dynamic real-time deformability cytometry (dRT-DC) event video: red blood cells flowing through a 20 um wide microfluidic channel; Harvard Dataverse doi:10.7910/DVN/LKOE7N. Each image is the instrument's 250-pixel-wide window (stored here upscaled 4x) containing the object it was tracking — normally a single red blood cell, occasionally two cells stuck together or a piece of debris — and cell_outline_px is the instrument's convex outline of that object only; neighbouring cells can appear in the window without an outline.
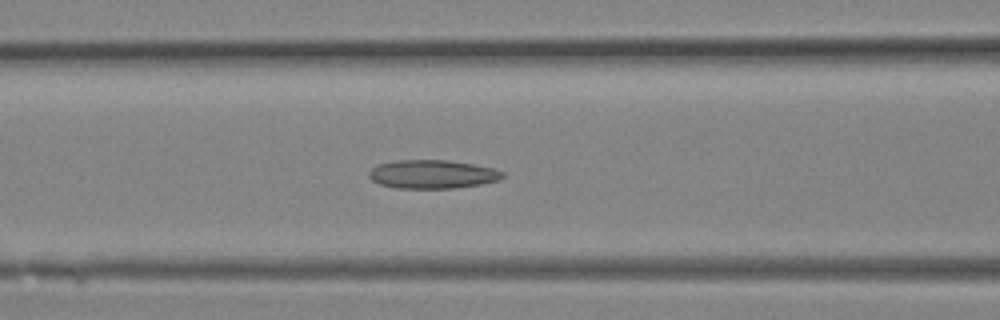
{"species": "Egyptian fruit bat (a non-hibernating species)", "species_latin": "Rousettus aegyptiacus", "temperature_condition": "room temperature", "stored_images_in_passage": 29, "camera_frame_rate_fps": 3000, "um_per_image_px": 0.085, "animal": {"sex": "female"}, "frame": {"image": 1, "passage_image": 12, "time_ms": 3.667, "image_size_px": [1000, 320], "cell_outline_px": [[504, 176], [500, 180], [480, 184], [456, 188], [396, 188], [380, 184], [372, 180], [368, 176], [368, 172], [372, 168], [380, 164], [400, 160], [448, 160], [472, 164], [492, 168], [504, 172]], "centroid_in_image_um": [36.76, 14.81], "position_along_channel_um": 129.8, "area_um2": 22.14}}
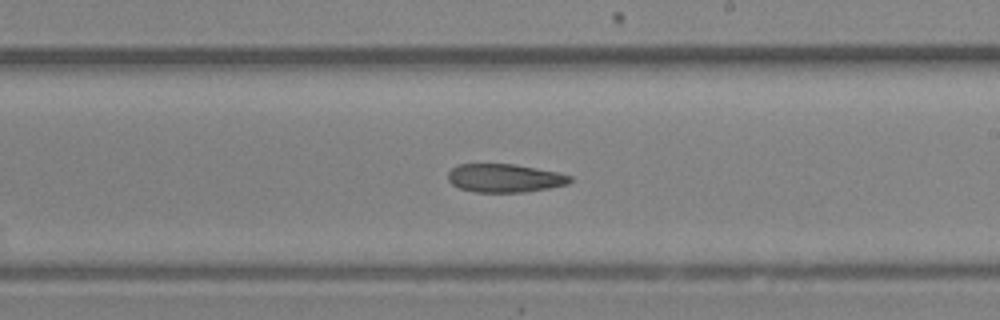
{"frame": {"image": 2, "passage_image": 17, "time_ms": 5.333, "image_size_px": [1000, 320], "cell_outline_px": [[572, 180], [568, 184], [548, 188], [524, 192], [476, 192], [460, 188], [452, 184], [448, 180], [448, 172], [456, 164], [516, 164], [560, 172], [572, 176]], "centroid_in_image_um": [42.92, 15.13], "position_along_channel_um": 246.1, "area_um2": 20.35}}
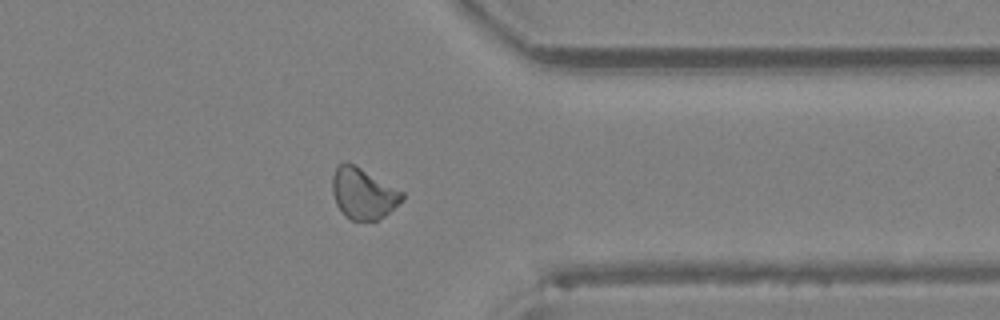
{"frame": {"image": 3, "passage_image": 23, "time_ms": 7.333, "image_size_px": [1000, 320], "cell_outline_px": [[404, 200], [384, 216], [376, 220], [352, 220], [344, 216], [336, 204], [332, 192], [332, 176], [336, 168], [344, 160], [356, 164], [404, 192]], "centroid_in_image_um": [30.87, 16.42], "position_along_channel_um": 380.5, "area_um2": 21.04}}